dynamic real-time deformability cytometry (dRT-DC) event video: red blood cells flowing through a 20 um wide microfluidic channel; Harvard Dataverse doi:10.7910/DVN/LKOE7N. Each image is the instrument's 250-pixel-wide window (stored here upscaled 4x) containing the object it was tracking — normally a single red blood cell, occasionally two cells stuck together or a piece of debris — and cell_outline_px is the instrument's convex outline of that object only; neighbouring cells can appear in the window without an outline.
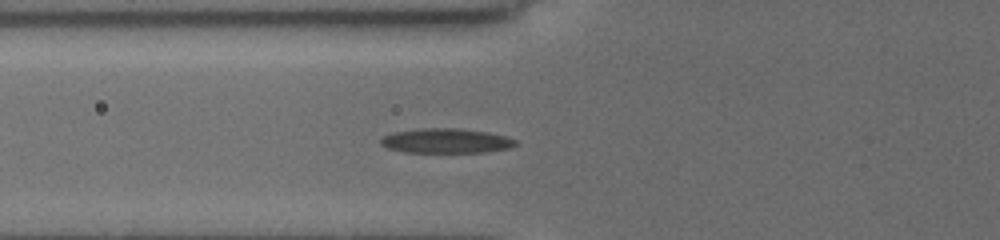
{"species": "common noctule bat (a hibernating species)", "species_latin": "Nyctalus noctula", "temperature_condition": "cold", "stored_images_in_passage": 21, "camera_frame_rate_fps": 3000, "um_per_image_px": 0.085, "animal": {"sex": "female", "body_mass_g": 19.5, "forearm_length_mm": 54.1}, "frame": {"image": 1, "passage_image": 9, "time_ms": 2.333, "image_size_px": [1000, 240], "cell_outline_px": [[516, 144], [508, 148], [484, 152], [404, 152], [388, 148], [380, 144], [380, 140], [384, 136], [392, 132], [424, 128], [460, 128], [488, 132], [504, 136], [516, 140]], "centroid_in_image_um": [37.88, 11.96], "position_along_channel_um": 87.9, "area_um2": 19.25}}
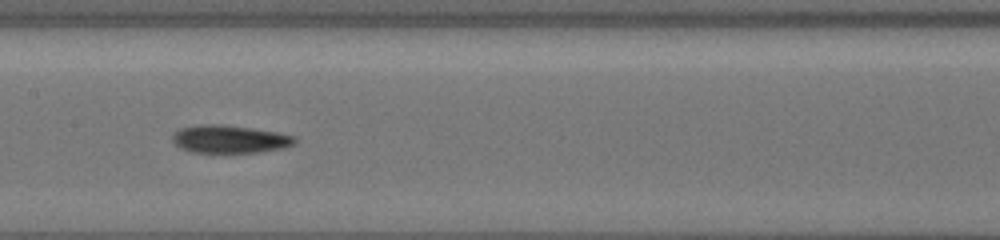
{"frame": {"image": 2, "passage_image": 16, "time_ms": 5.0, "image_size_px": [1000, 240], "cell_outline_px": [[296, 144], [284, 148], [256, 152], [192, 152], [180, 148], [172, 140], [172, 136], [180, 128], [200, 124], [216, 124], [252, 128], [276, 132], [296, 136]], "centroid_in_image_um": [19.54, 11.82], "position_along_channel_um": 187.9, "area_um2": 19.77}}
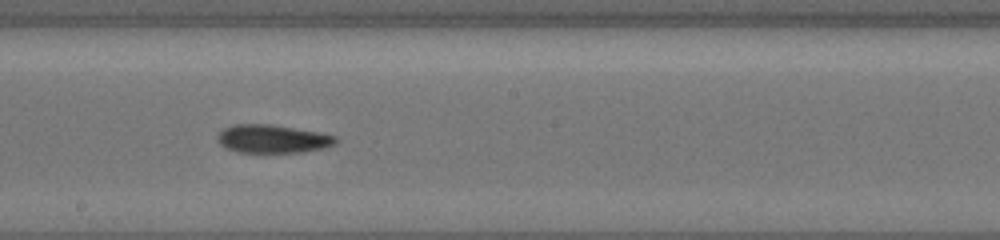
{"frame": {"image": 3, "passage_image": 19, "time_ms": 6.0, "image_size_px": [1000, 240], "cell_outline_px": [[336, 144], [324, 148], [304, 152], [236, 152], [220, 144], [216, 140], [216, 136], [224, 128], [236, 124], [272, 124], [316, 132], [336, 136]], "centroid_in_image_um": [23.15, 11.8], "position_along_channel_um": 225.1, "area_um2": 19.36}}